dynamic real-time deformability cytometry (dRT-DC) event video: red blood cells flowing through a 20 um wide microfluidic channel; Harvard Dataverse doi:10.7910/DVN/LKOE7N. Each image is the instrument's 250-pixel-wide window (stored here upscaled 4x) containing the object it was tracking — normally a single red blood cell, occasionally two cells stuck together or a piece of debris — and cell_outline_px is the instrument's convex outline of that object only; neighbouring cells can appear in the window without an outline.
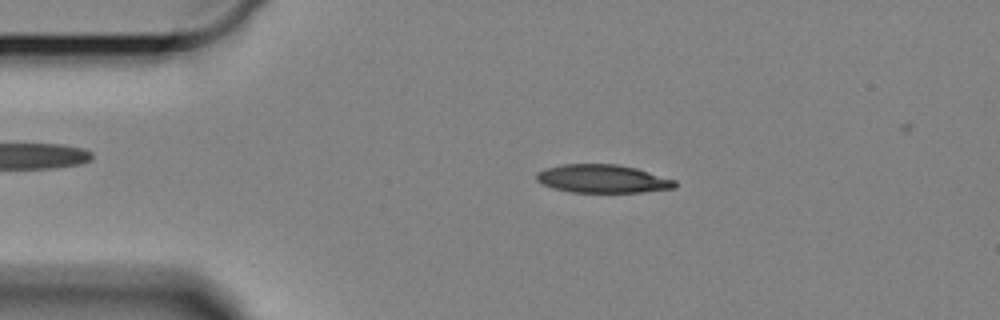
{"species": "Egyptian fruit bat (a non-hibernating species)", "species_latin": "Rousettus aegyptiacus", "temperature_condition": "cold", "stored_images_in_passage": 57, "camera_frame_rate_fps": 3000, "um_per_image_px": 0.085, "animal": {"sex": "female"}, "frame": {"image": 1, "passage_image": 10, "time_ms": 3.0, "image_size_px": [1000, 320], "cell_outline_px": [[676, 188], [640, 192], [572, 192], [556, 188], [544, 184], [536, 180], [536, 172], [544, 168], [560, 164], [616, 164], [636, 168], [676, 180]], "centroid_in_image_um": [51.22, 15.18], "position_along_channel_um": 33.8, "area_um2": 22.72}}
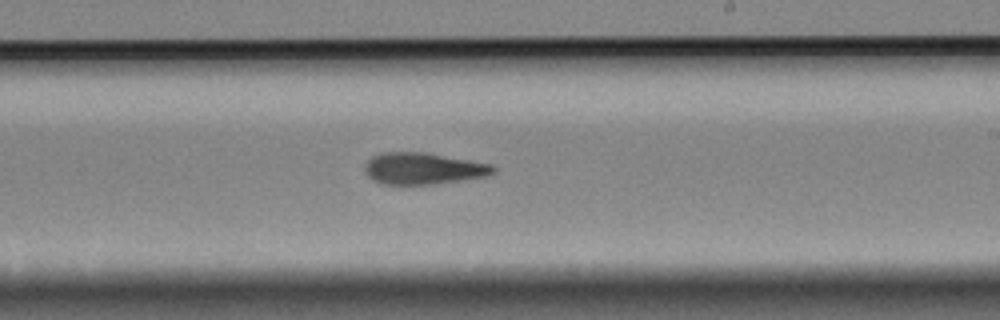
{"frame": {"image": 2, "passage_image": 33, "time_ms": 10.667, "image_size_px": [1000, 320], "cell_outline_px": [[496, 172], [488, 176], [464, 180], [432, 184], [380, 184], [372, 180], [364, 172], [364, 168], [368, 160], [372, 156], [380, 152], [424, 152], [492, 164], [496, 168]], "centroid_in_image_um": [35.97, 14.33], "position_along_channel_um": 253.0, "area_um2": 23.87}}
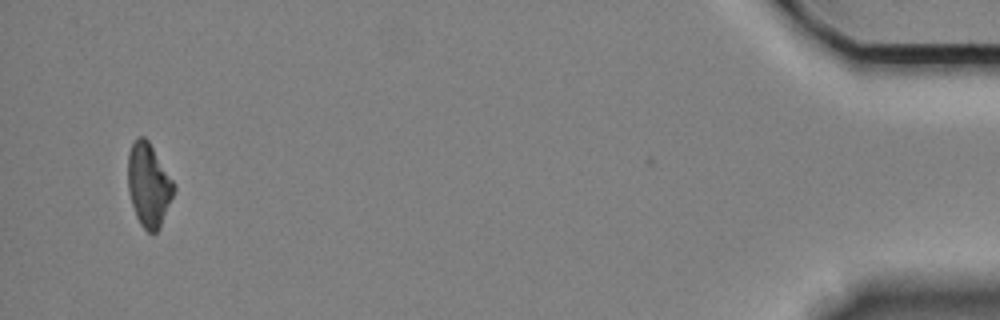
{"frame": {"image": 3, "passage_image": 56, "time_ms": 18.333, "image_size_px": [1000, 320], "cell_outline_px": [[176, 188], [160, 228], [152, 236], [140, 224], [136, 216], [128, 192], [128, 152], [132, 140], [136, 136], [144, 136], [148, 140], [176, 184]], "centroid_in_image_um": [12.64, 15.71], "position_along_channel_um": 422.6, "area_um2": 22.72}, "authors_computed_cell_mechanics": {"area_um2": 23.698, "velocity_mm_per_s": 3.2921, "shape_relaxation_time_tau1_ms": 10.7942, "shape_relaxation_time_tau2_ms": 6.7135, "deformation_change_tau1": 0.2205, "deformation_change_tau2": 0.1647}}